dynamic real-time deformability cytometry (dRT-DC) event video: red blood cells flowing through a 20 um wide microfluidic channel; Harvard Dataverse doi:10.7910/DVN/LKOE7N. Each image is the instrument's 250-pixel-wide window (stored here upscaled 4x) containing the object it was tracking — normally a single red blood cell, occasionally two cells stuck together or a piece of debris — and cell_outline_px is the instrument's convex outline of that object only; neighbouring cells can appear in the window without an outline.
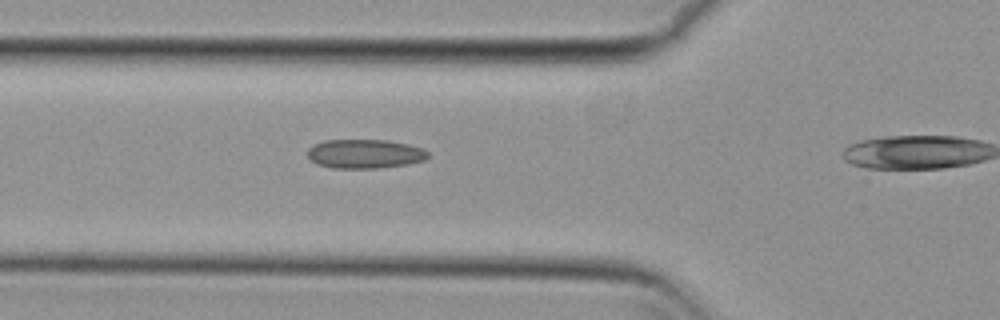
{"species": "common noctule bat (a hibernating species)", "species_latin": "Nyctalus noctula", "temperature_condition": "cold", "stored_images_in_passage": 29, "camera_frame_rate_fps": 3000, "um_per_image_px": 0.085, "animal": {"sex": "female", "body_mass_g": 29.2, "forearm_length_mm": 56.3}, "frame": {"image": 1, "passage_image": 4, "time_ms": 1.0, "image_size_px": [1000, 320], "cell_outline_px": [[428, 156], [424, 160], [408, 164], [380, 168], [332, 168], [316, 164], [308, 156], [308, 148], [312, 144], [324, 140], [388, 140], [408, 144], [424, 148], [428, 152]], "centroid_in_image_um": [31.0, 13.07], "position_along_channel_um": 94.8, "area_um2": 20.58}}
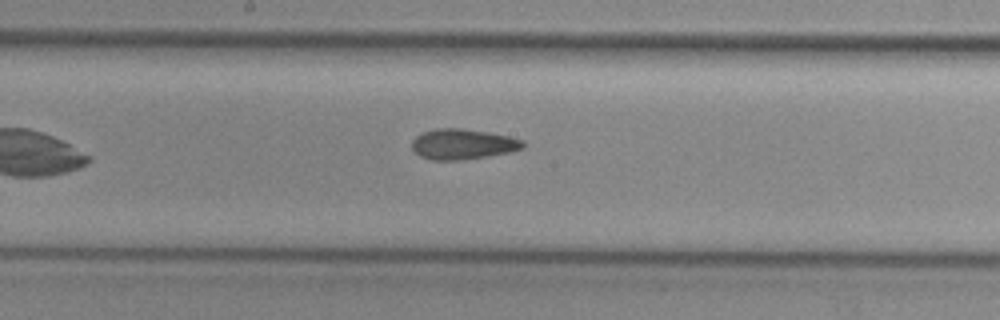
{"frame": {"image": 2, "passage_image": 13, "time_ms": 4.0, "image_size_px": [1000, 320], "cell_outline_px": [[524, 148], [508, 152], [488, 156], [460, 160], [428, 160], [420, 156], [412, 148], [412, 140], [416, 136], [424, 132], [436, 128], [460, 128], [488, 132], [508, 136], [524, 140]], "centroid_in_image_um": [39.32, 12.25], "position_along_channel_um": 208.9, "area_um2": 19.65}}
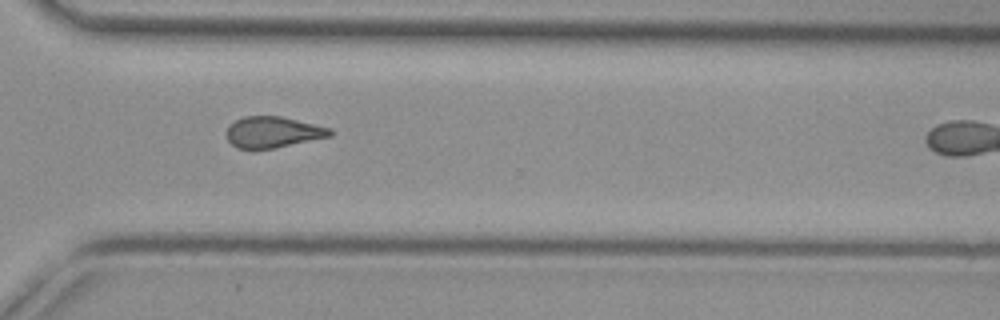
{"frame": {"image": 3, "passage_image": 24, "time_ms": 7.667, "image_size_px": [1000, 320], "cell_outline_px": [[332, 136], [276, 148], [252, 152], [236, 148], [228, 140], [228, 124], [244, 116], [280, 116], [332, 128]], "centroid_in_image_um": [23.18, 11.27], "position_along_channel_um": 347.4, "area_um2": 19.25}, "authors_computed_cell_mechanics": {"area_um2": 19.4786, "velocity_mm_per_s": 3.7858, "shape_relaxation_time_tau1_ms": null, "shape_relaxation_time_tau2_ms": 3.6267, "deformation_change_tau1": null, "deformation_change_tau2": 0.0964}}